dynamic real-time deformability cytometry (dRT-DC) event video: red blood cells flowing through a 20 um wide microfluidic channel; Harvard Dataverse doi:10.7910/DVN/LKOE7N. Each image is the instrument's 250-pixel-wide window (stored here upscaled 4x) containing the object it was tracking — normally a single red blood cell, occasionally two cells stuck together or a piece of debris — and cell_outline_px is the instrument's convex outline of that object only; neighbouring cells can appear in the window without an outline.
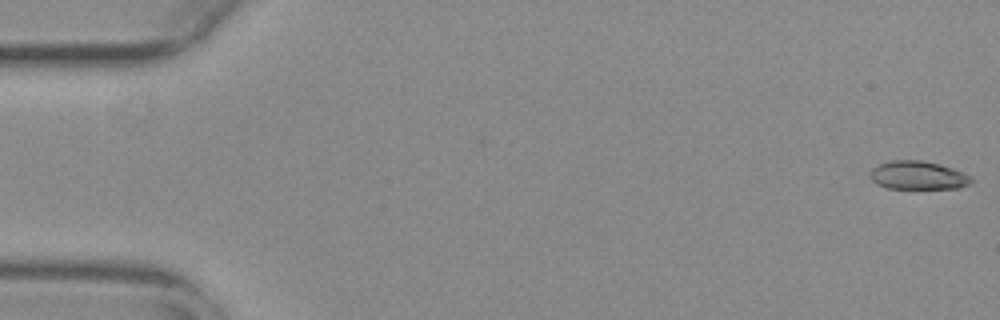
{"species": "common noctule bat (a hibernating species)", "species_latin": "Nyctalus noctula", "temperature_condition": "warm", "stored_images_in_passage": 55, "camera_frame_rate_fps": 3000, "um_per_image_px": 0.085, "animal": {"sex": "female", "body_mass_g": 29.2, "forearm_length_mm": 56.3}, "frame": {"image": 1, "passage_image": 1, "time_ms": 0.0, "image_size_px": [1000, 320], "cell_outline_px": [[972, 180], [968, 184], [956, 188], [888, 188], [876, 184], [868, 176], [868, 172], [872, 168], [880, 164], [892, 160], [920, 160], [940, 164], [952, 168], [972, 176]], "centroid_in_image_um": [77.98, 14.89], "position_along_channel_um": 7.0, "area_um2": 16.7}}
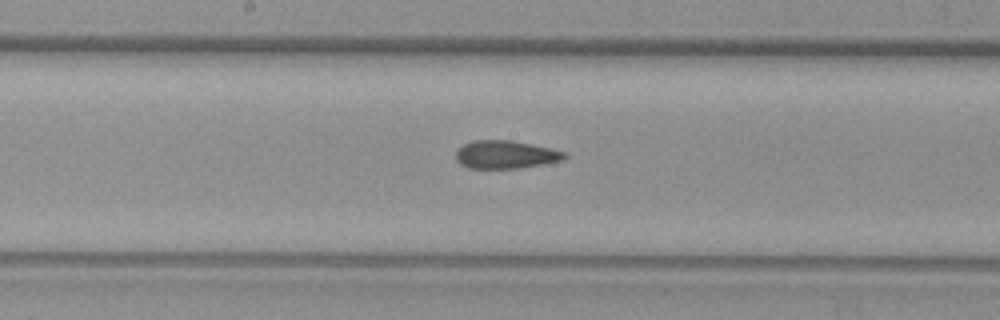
{"frame": {"image": 2, "passage_image": 29, "time_ms": 9.333, "image_size_px": [1000, 320], "cell_outline_px": [[568, 156], [564, 160], [544, 164], [520, 168], [468, 168], [460, 164], [456, 160], [456, 152], [464, 144], [472, 140], [512, 140], [568, 152]], "centroid_in_image_um": [43.01, 13.14], "position_along_channel_um": 205.2, "area_um2": 17.86}}
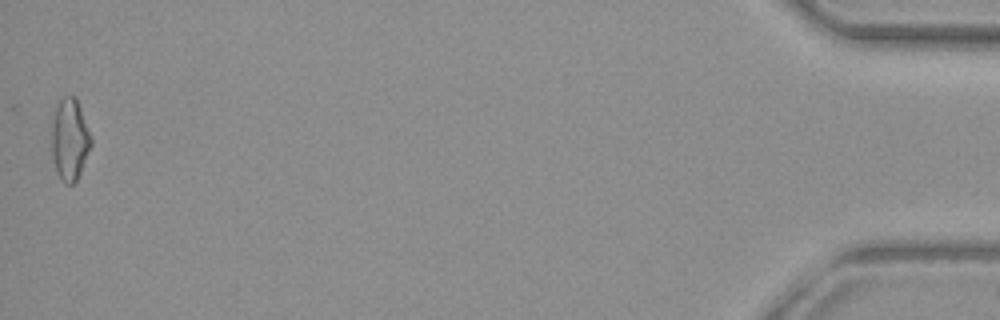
{"frame": {"image": 3, "passage_image": 55, "time_ms": 18.0, "image_size_px": [1000, 320], "cell_outline_px": [[92, 144], [80, 172], [76, 180], [72, 184], [64, 184], [60, 180], [56, 172], [52, 156], [52, 116], [56, 104], [64, 96], [76, 96], [92, 136]], "centroid_in_image_um": [5.92, 11.84], "position_along_channel_um": 429.3, "area_um2": 19.07}, "authors_computed_cell_mechanics": {"area_um2": 17.918, "velocity_mm_per_s": 3.7559, "shape_relaxation_time_tau1_ms": null, "shape_relaxation_time_tau2_ms": 2.3869, "deformation_change_tau1": null, "deformation_change_tau2": 0.0999}}